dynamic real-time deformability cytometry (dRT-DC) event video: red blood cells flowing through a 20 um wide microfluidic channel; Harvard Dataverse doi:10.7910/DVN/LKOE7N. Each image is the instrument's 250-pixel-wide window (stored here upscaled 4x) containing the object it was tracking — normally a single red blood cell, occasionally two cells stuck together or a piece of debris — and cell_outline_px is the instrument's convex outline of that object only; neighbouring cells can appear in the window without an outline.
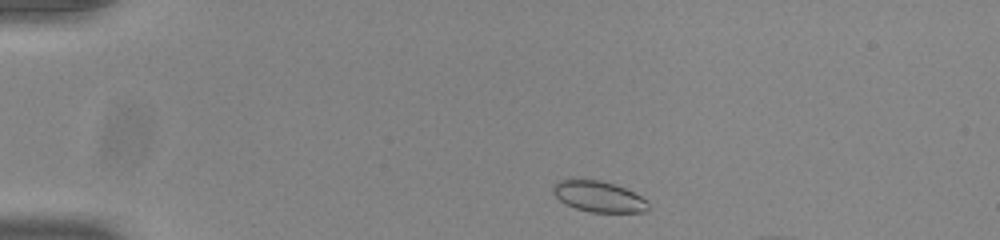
{"species": "common noctule bat (a hibernating species)", "species_latin": "Nyctalus noctula", "temperature_condition": "room temperature", "stored_images_in_passage": 40, "camera_frame_rate_fps": 3000, "um_per_image_px": 0.085, "animal": {"sex": "male", "body_mass_g": 20.0, "forearm_length_mm": 53.3}, "frame": {"image": 1, "passage_image": 2, "time_ms": 0.333, "image_size_px": [1000, 240], "cell_outline_px": [[648, 208], [644, 212], [592, 212], [576, 208], [564, 204], [552, 192], [552, 184], [560, 180], [600, 180], [624, 188], [648, 200]], "centroid_in_image_um": [50.86, 16.71], "position_along_channel_um": 34.1, "area_um2": 16.94}}
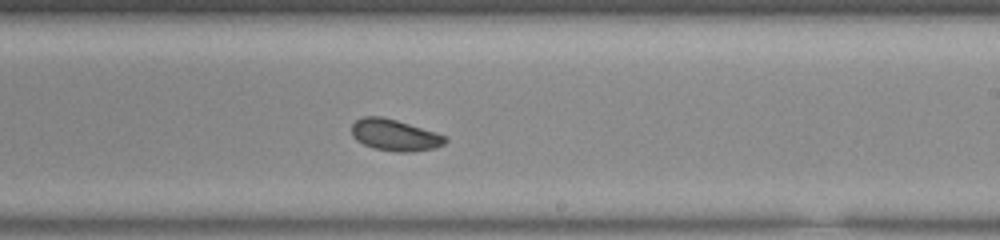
{"frame": {"image": 2, "passage_image": 24, "time_ms": 7.667, "image_size_px": [1000, 240], "cell_outline_px": [[448, 140], [444, 144], [436, 148], [412, 152], [396, 152], [372, 148], [356, 140], [352, 136], [352, 124], [356, 120], [364, 116], [384, 116], [436, 132], [448, 136]], "centroid_in_image_um": [33.58, 11.48], "position_along_channel_um": 255.4, "area_um2": 17.46}}
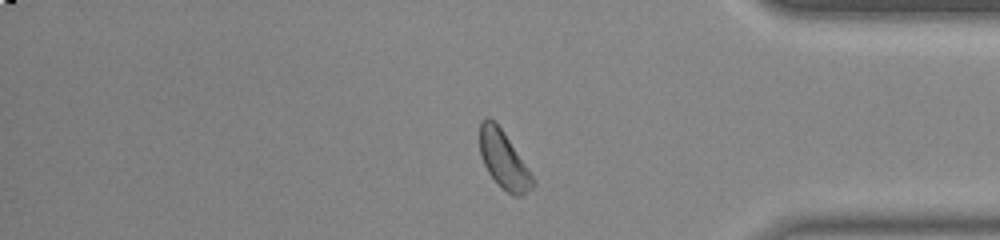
{"frame": {"image": 3, "passage_image": 36, "time_ms": 11.667, "image_size_px": [1000, 240], "cell_outline_px": [[536, 184], [524, 196], [512, 196], [488, 172], [480, 156], [480, 120], [488, 116], [504, 132], [536, 180]], "centroid_in_image_um": [42.84, 13.6], "position_along_channel_um": 392.4, "area_um2": 17.63}, "authors_computed_cell_mechanics": {"area_um2": 17.4556, "velocity_mm_per_s": 3.855, "shape_relaxation_time_tau1_ms": 0.9758, "shape_relaxation_time_tau2_ms": 9.3176, "deformation_change_tau1": 0.0424, "deformation_change_tau2": 0.125}}